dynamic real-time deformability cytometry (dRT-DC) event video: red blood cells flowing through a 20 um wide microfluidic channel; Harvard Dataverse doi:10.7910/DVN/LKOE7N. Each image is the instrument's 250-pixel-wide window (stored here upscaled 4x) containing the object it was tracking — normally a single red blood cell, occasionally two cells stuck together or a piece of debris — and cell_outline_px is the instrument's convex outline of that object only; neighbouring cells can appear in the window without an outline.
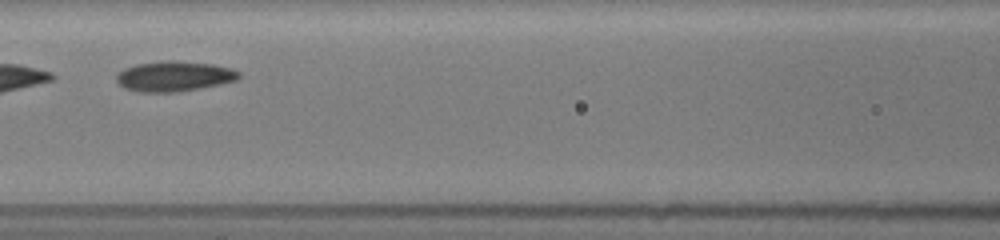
{"species": "common noctule bat (a hibernating species)", "species_latin": "Nyctalus noctula", "temperature_condition": "room temperature", "stored_images_in_passage": 8, "camera_frame_rate_fps": 3000, "um_per_image_px": 0.085, "animal": {"sex": "female", "body_mass_g": 19.5, "forearm_length_mm": 54.1}, "frame": {"image": 1, "passage_image": 6, "time_ms": 2.667, "image_size_px": [1000, 240], "cell_outline_px": [[240, 76], [236, 80], [220, 84], [200, 88], [176, 92], [140, 92], [124, 88], [116, 80], [116, 76], [124, 68], [136, 64], [168, 60], [176, 60], [212, 64], [232, 68], [240, 72]], "centroid_in_image_um": [14.81, 6.48], "position_along_channel_um": 151.8, "area_um2": 21.56}}